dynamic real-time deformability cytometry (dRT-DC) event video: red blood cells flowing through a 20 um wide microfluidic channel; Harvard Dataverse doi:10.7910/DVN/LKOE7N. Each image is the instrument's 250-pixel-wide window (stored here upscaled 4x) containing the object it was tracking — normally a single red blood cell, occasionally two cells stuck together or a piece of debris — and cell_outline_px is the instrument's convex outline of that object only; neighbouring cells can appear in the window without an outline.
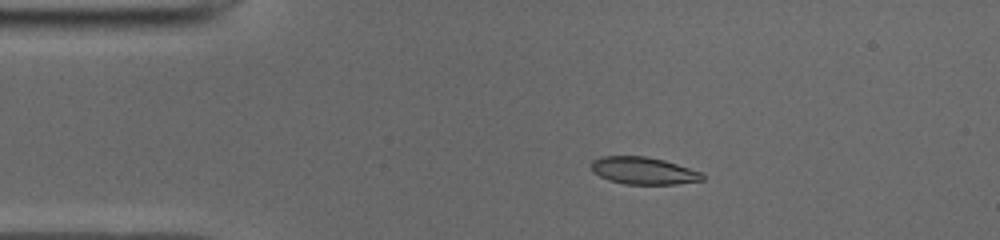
{"species": "common noctule bat (a hibernating species)", "species_latin": "Nyctalus noctula", "temperature_condition": "cold", "stored_images_in_passage": 42, "camera_frame_rate_fps": 3000, "um_per_image_px": 0.085, "animal": {"sex": "male", "body_mass_g": 19.0, "forearm_length_mm": 50.8}, "frame": {"image": 1, "passage_image": 1, "time_ms": 0.0, "image_size_px": [1000, 240], "cell_outline_px": [[704, 180], [676, 184], [624, 184], [608, 180], [592, 172], [592, 160], [600, 156], [644, 156], [664, 160], [700, 172], [704, 176]], "centroid_in_image_um": [54.66, 14.51], "position_along_channel_um": 30.3, "area_um2": 17.57}}
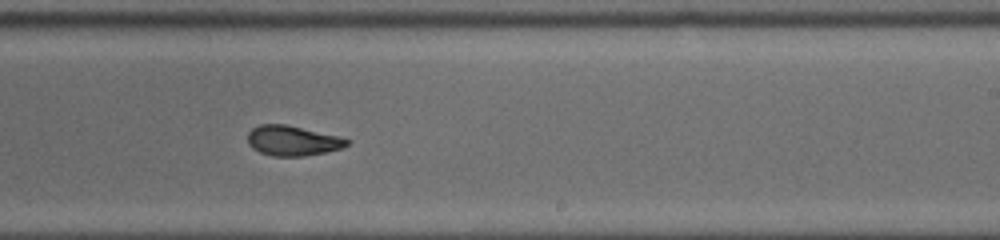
{"frame": {"image": 2, "passage_image": 22, "time_ms": 7.0, "image_size_px": [1000, 240], "cell_outline_px": [[352, 140], [348, 144], [340, 148], [324, 152], [304, 156], [272, 156], [260, 152], [252, 148], [248, 144], [248, 132], [252, 128], [260, 124], [284, 124], [340, 136]], "centroid_in_image_um": [24.86, 11.95], "position_along_channel_um": 264.1, "area_um2": 17.34}}
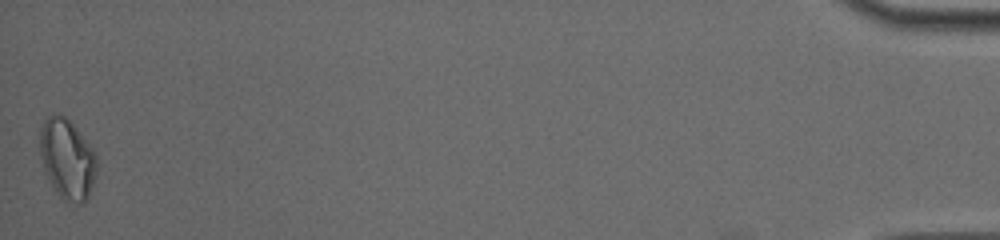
{"frame": {"image": 3, "passage_image": 42, "time_ms": 13.667, "image_size_px": [1000, 240], "cell_outline_px": [[96, 172], [88, 196], [84, 204], [68, 204], [56, 192], [44, 172], [40, 156], [40, 132], [44, 120], [52, 112], [60, 112], [72, 124], [88, 144], [96, 156]], "centroid_in_image_um": [5.68, 13.53], "position_along_channel_um": 429.5, "area_um2": 26.47}, "authors_computed_cell_mechanics": {"area_um2": 18.1492, "velocity_mm_per_s": 3.951, "shape_relaxation_time_tau1_ms": 3.3715, "shape_relaxation_time_tau2_ms": 2.3938, "deformation_change_tau1": 0.1456, "deformation_change_tau2": 0.0785}}